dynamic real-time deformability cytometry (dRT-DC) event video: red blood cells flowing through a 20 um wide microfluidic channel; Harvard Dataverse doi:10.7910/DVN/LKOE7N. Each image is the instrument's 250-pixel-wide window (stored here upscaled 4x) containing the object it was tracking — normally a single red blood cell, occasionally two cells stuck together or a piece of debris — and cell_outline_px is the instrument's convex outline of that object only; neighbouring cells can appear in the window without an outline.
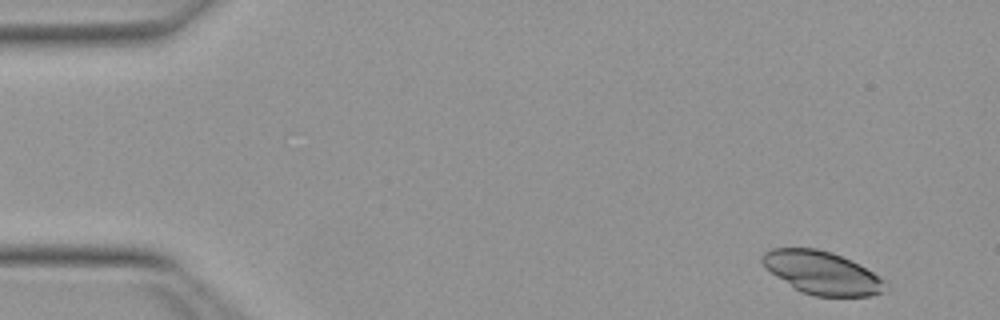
{"species": "Egyptian fruit bat (a non-hibernating species)", "species_latin": "Rousettus aegyptiacus", "temperature_condition": "warm", "stored_images_in_passage": 31, "camera_frame_rate_fps": 3000, "um_per_image_px": 0.085, "animal": {"sex": "female"}, "frame": {"image": 1, "passage_image": 2, "time_ms": 0.333, "image_size_px": [1000, 320], "cell_outline_px": [[884, 292], [872, 296], [812, 296], [800, 292], [776, 276], [760, 260], [760, 256], [764, 252], [772, 248], [816, 248], [832, 252], [880, 276], [884, 280]], "centroid_in_image_um": [69.84, 23.19], "position_along_channel_um": 15.2, "area_um2": 30.4}}
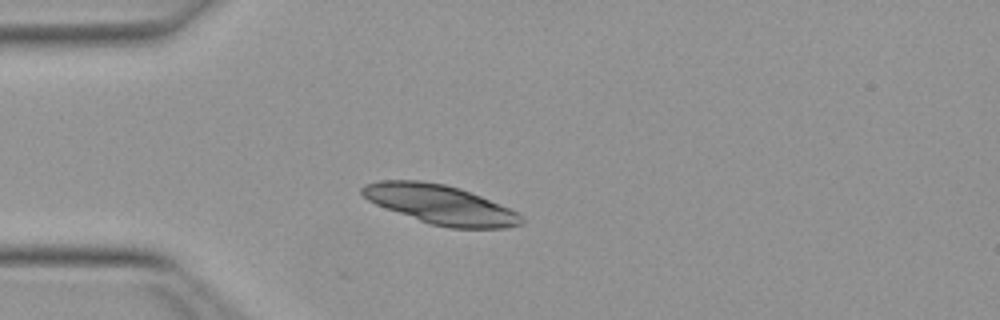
{"frame": {"image": 2, "passage_image": 12, "time_ms": 3.667, "image_size_px": [1000, 320], "cell_outline_px": [[524, 224], [504, 228], [448, 228], [432, 224], [420, 220], [376, 204], [368, 200], [360, 192], [360, 188], [364, 184], [380, 180], [420, 180], [444, 184], [460, 188], [480, 196], [508, 208], [524, 216]], "centroid_in_image_um": [37.44, 17.38], "position_along_channel_um": 47.6, "area_um2": 36.07}}